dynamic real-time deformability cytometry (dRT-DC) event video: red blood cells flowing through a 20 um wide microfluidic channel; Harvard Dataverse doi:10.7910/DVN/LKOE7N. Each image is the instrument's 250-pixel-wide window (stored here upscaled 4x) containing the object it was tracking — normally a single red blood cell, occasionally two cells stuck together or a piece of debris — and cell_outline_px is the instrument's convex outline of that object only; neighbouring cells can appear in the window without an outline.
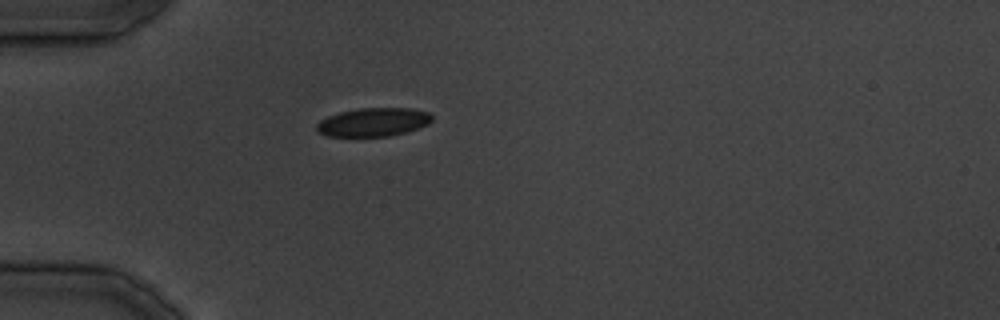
{"species": "common noctule bat (a hibernating species)", "species_latin": "Nyctalus noctula", "temperature_condition": "cold", "stored_images_in_passage": 27, "camera_frame_rate_fps": 3000, "um_per_image_px": 0.085, "animal": {"sex": "male", "body_mass_g": 19.5, "forearm_length_mm": 54.6}, "frame": {"image": 1, "passage_image": 1, "time_ms": 0.0, "image_size_px": [1000, 320], "cell_outline_px": [[432, 120], [428, 124], [404, 132], [388, 136], [328, 136], [316, 132], [316, 124], [320, 120], [328, 116], [340, 112], [360, 108], [412, 108], [428, 112], [432, 116]], "centroid_in_image_um": [31.7, 10.37], "position_along_channel_um": 53.3, "area_um2": 19.07}}
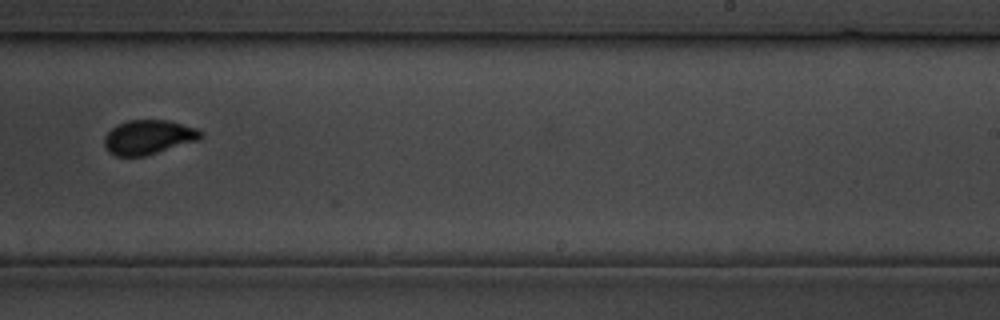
{"frame": {"image": 2, "passage_image": 14, "time_ms": 15.667, "image_size_px": [1000, 320], "cell_outline_px": [[204, 136], [200, 140], [144, 156], [116, 156], [108, 152], [104, 144], [104, 136], [116, 124], [128, 120], [168, 120], [196, 128], [204, 132]], "centroid_in_image_um": [12.63, 11.65], "position_along_channel_um": 276.4, "area_um2": 19.48}}
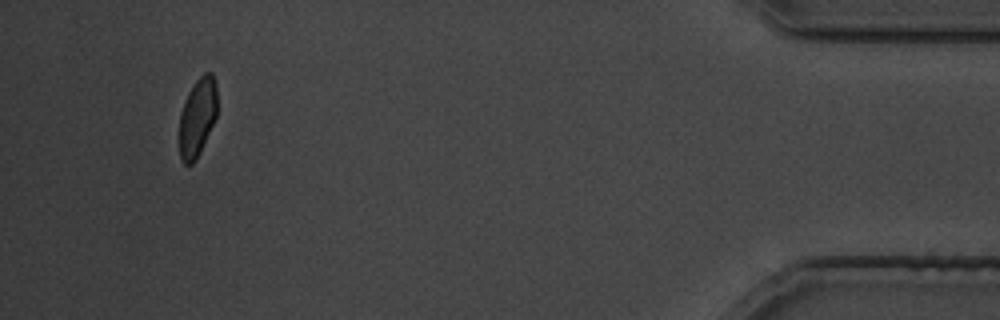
{"frame": {"image": 3, "passage_image": 25, "time_ms": 29.333, "image_size_px": [1000, 320], "cell_outline_px": [[216, 116], [200, 152], [196, 160], [192, 164], [184, 164], [180, 160], [180, 112], [188, 92], [196, 80], [204, 72], [212, 72], [216, 84]], "centroid_in_image_um": [16.77, 9.96], "position_along_channel_um": 418.4, "area_um2": 17.17}}